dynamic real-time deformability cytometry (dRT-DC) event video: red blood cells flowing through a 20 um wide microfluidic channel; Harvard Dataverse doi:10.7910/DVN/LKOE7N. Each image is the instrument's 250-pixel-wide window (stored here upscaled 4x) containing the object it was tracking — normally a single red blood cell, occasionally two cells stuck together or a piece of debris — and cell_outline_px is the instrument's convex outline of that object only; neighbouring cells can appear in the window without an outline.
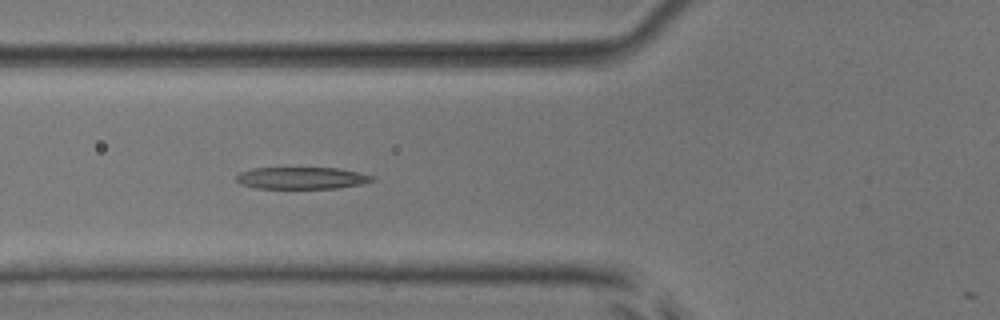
{"species": "common noctule bat (a hibernating species)", "species_latin": "Nyctalus noctula", "temperature_condition": "room temperature", "stored_images_in_passage": 22, "camera_frame_rate_fps": 3000, "um_per_image_px": 0.085, "animal": {"sex": "male", "body_mass_g": 17.9, "forearm_length_mm": 54.2}, "frame": {"image": 1, "passage_image": 21, "time_ms": 6.667, "image_size_px": [1000, 320], "cell_outline_px": [[376, 180], [360, 184], [336, 188], [256, 188], [240, 184], [236, 180], [236, 176], [240, 172], [252, 168], [336, 168], [360, 172], [372, 176]], "centroid_in_image_um": [25.62, 15.13], "position_along_channel_um": 100.2, "area_um2": 17.28}}